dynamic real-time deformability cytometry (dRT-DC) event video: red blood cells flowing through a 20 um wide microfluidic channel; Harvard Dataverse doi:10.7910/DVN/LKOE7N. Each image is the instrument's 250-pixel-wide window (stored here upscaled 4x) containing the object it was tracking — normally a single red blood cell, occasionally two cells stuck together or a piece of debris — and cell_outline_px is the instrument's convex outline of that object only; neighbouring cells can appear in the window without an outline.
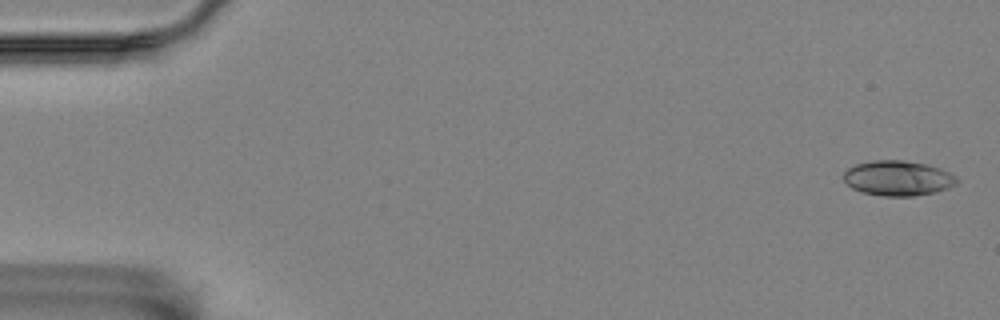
{"species": "Egyptian fruit bat (a non-hibernating species)", "species_latin": "Rousettus aegyptiacus", "temperature_condition": "room temperature", "stored_images_in_passage": 7, "camera_frame_rate_fps": 3000, "um_per_image_px": 0.085, "animal": {"sex": "female"}, "frame": {"image": 1, "passage_image": 1, "time_ms": 0.0, "image_size_px": [1000, 320], "cell_outline_px": [[960, 180], [956, 184], [948, 188], [936, 192], [916, 196], [884, 196], [860, 192], [852, 188], [844, 180], [844, 172], [848, 168], [856, 164], [872, 160], [900, 160], [924, 164], [940, 168], [956, 176]], "centroid_in_image_um": [76.33, 15.15], "position_along_channel_um": 8.7, "area_um2": 23.18}}
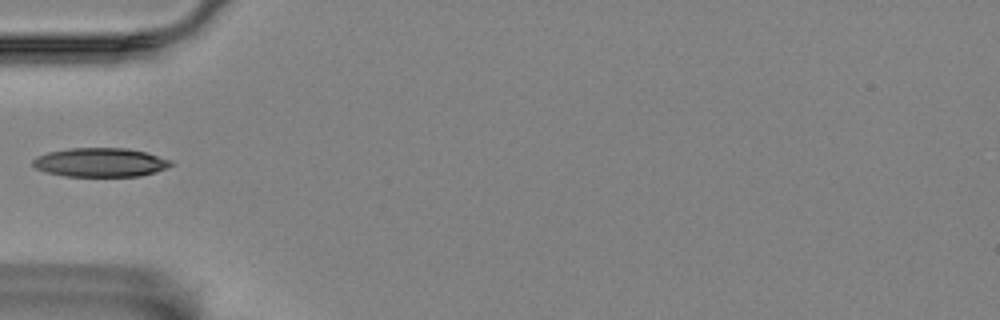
{"frame": {"image": 2, "passage_image": 6, "time_ms": 1.667, "image_size_px": [1000, 320], "cell_outline_px": [[176, 164], [168, 168], [156, 172], [140, 176], [64, 176], [48, 172], [36, 168], [32, 164], [32, 160], [36, 156], [48, 152], [68, 148], [128, 148], [144, 152], [172, 160]], "centroid_in_image_um": [8.56, 13.8], "position_along_channel_um": 76.4, "area_um2": 23.41}}
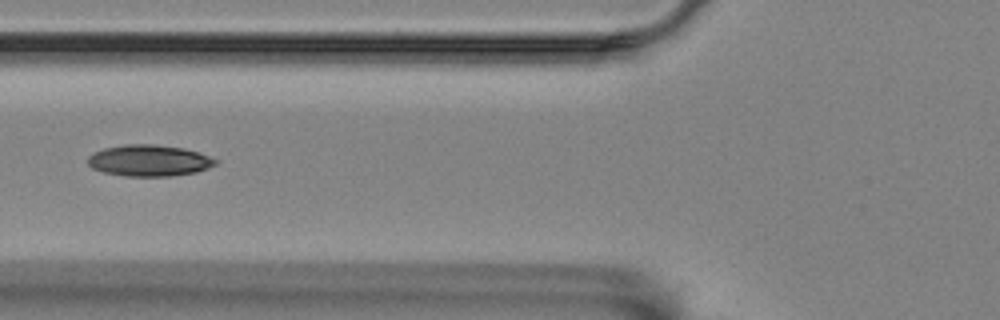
{"frame": {"image": 3, "passage_image": 7, "time_ms": 2.0, "image_size_px": [1000, 320], "cell_outline_px": [[220, 160], [216, 164], [208, 168], [196, 172], [168, 176], [124, 176], [104, 172], [92, 168], [88, 164], [88, 156], [104, 148], [124, 144], [152, 144], [180, 148], [196, 152]], "centroid_in_image_um": [12.66, 13.65], "position_along_channel_um": 113.1, "area_um2": 23.12}}